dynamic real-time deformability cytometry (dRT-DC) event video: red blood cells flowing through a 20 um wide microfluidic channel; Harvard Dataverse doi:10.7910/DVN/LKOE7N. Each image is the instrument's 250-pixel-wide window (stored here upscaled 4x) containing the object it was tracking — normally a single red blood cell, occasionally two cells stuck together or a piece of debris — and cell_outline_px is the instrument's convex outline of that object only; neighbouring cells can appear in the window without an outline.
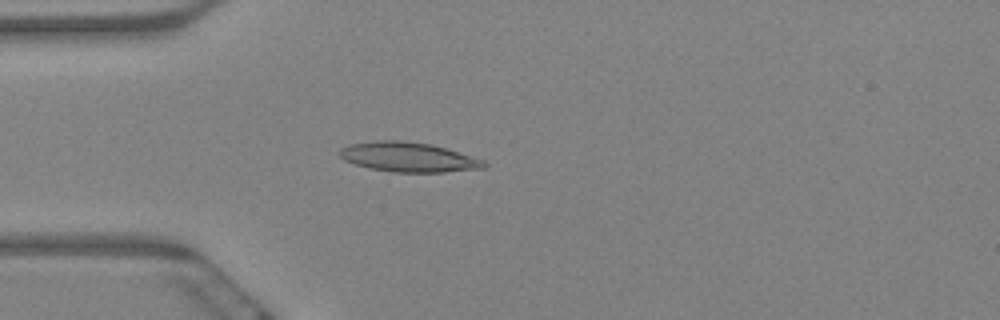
{"species": "Egyptian fruit bat (a non-hibernating species)", "species_latin": "Rousettus aegyptiacus", "temperature_condition": "warm", "stored_images_in_passage": 51, "camera_frame_rate_fps": 3000, "um_per_image_px": 0.085, "animal": {"sex": "female"}, "frame": {"image": 1, "passage_image": 7, "time_ms": 2.0, "image_size_px": [1000, 320], "cell_outline_px": [[488, 164], [484, 168], [444, 172], [392, 172], [368, 168], [344, 160], [340, 156], [340, 148], [348, 144], [376, 140], [400, 140], [432, 144], [484, 160]], "centroid_in_image_um": [34.69, 13.35], "position_along_channel_um": 50.3, "area_um2": 24.97}}
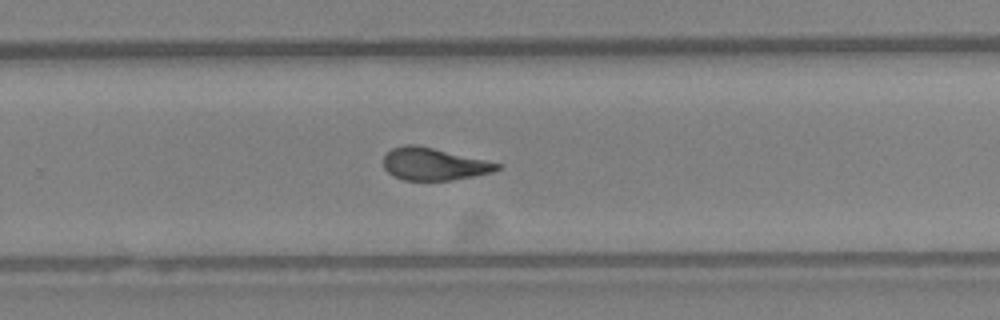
{"frame": {"image": 2, "passage_image": 30, "time_ms": 9.667, "image_size_px": [1000, 320], "cell_outline_px": [[500, 168], [492, 172], [452, 180], [404, 180], [392, 176], [384, 168], [384, 156], [392, 148], [404, 144], [416, 144], [484, 160], [500, 164]], "centroid_in_image_um": [36.82, 13.94], "position_along_channel_um": 293.0, "area_um2": 21.15}}
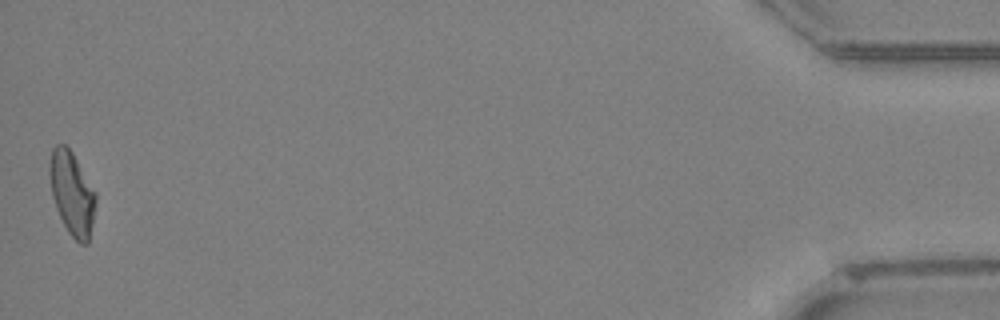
{"frame": {"image": 3, "passage_image": 51, "time_ms": 16.667, "image_size_px": [1000, 320], "cell_outline_px": [[96, 204], [88, 244], [80, 244], [68, 232], [56, 208], [52, 196], [48, 172], [48, 164], [52, 148], [56, 144], [64, 144], [72, 152], [96, 192]], "centroid_in_image_um": [6.1, 16.41], "position_along_channel_um": 429.1, "area_um2": 22.48}, "authors_computed_cell_mechanics": {"area_um2": 22.3108, "velocity_mm_per_s": 3.3096, "shape_relaxation_time_tau1_ms": null, "shape_relaxation_time_tau2_ms": 2.6503, "deformation_change_tau1": null, "deformation_change_tau2": 0.1036}}